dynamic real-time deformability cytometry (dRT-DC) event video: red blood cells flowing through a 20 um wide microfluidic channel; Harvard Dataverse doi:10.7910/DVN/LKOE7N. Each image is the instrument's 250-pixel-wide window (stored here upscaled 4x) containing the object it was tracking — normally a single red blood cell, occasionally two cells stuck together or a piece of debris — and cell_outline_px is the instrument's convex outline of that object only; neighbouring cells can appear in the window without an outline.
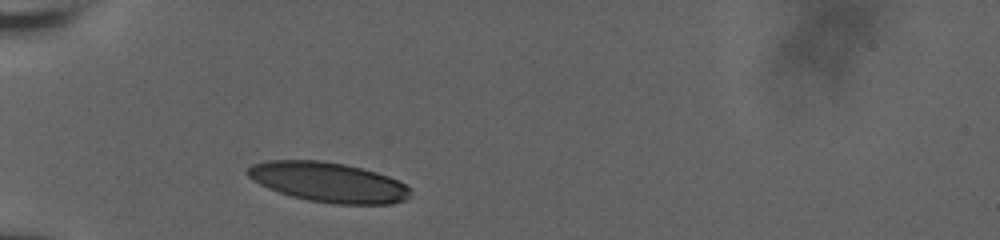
{"species": "human", "species_latin": "Homo sapiens", "temperature_condition": "room temperature", "stored_images_in_passage": 1, "camera_frame_rate_fps": 3000, "um_per_image_px": 0.085, "donor": {"sex": "male"}, "frame": {"image": 1, "passage_image": 1, "time_ms": 0.0, "image_size_px": [1000, 240], "cell_outline_px": [[412, 192], [404, 200], [392, 204], [332, 204], [308, 200], [292, 196], [268, 188], [252, 180], [244, 172], [252, 164], [268, 160], [320, 160], [344, 164], [376, 172], [388, 176], [412, 188]], "centroid_in_image_um": [27.9, 15.49], "position_along_channel_um": 57.1, "area_um2": 37.8}}